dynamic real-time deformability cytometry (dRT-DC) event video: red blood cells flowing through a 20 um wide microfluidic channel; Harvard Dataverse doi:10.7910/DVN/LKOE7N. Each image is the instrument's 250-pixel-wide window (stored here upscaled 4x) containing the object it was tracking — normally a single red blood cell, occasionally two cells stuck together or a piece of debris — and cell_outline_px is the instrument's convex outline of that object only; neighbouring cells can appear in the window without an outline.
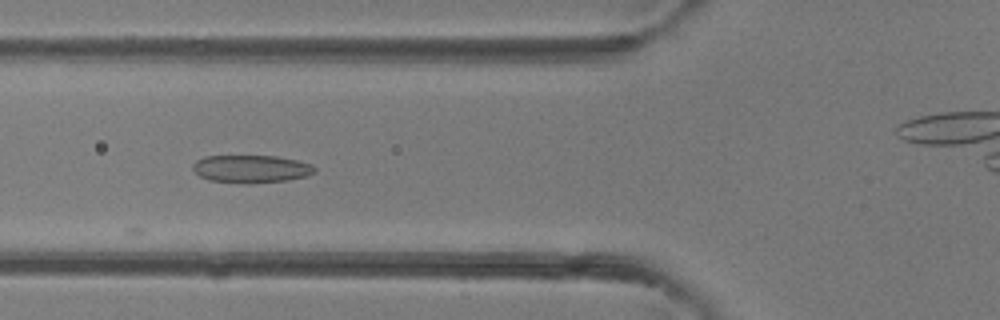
{"species": "common noctule bat (a hibernating species)", "species_latin": "Nyctalus noctula", "temperature_condition": "room temperature", "stored_images_in_passage": 6, "camera_frame_rate_fps": 3000, "um_per_image_px": 0.085, "animal": {"sex": "female"}, "frame": {"image": 1, "passage_image": 5, "time_ms": 4.667, "image_size_px": [1000, 320], "cell_outline_px": [[316, 172], [308, 176], [288, 180], [252, 184], [244, 184], [208, 180], [200, 176], [192, 168], [192, 164], [196, 160], [204, 156], [276, 156], [296, 160], [312, 164], [316, 168]], "centroid_in_image_um": [21.36, 14.37], "position_along_channel_um": 104.4, "area_um2": 20.0}}